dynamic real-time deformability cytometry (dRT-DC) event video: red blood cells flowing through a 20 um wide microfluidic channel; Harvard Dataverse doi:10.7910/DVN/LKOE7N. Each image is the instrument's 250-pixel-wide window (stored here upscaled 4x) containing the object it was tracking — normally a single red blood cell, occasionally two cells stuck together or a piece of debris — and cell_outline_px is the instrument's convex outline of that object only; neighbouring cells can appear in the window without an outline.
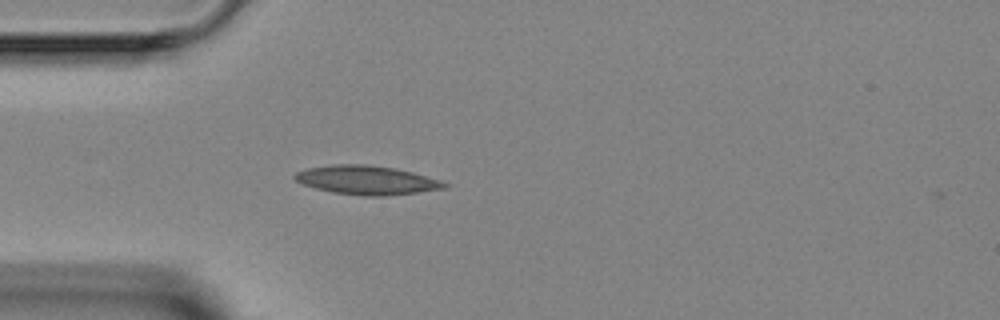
{"species": "Egyptian fruit bat (a non-hibernating species)", "species_latin": "Rousettus aegyptiacus", "temperature_condition": "room temperature", "stored_images_in_passage": 4, "camera_frame_rate_fps": 3000, "um_per_image_px": 0.085, "animal": {"sex": "female"}, "frame": {"image": 1, "passage_image": 4, "time_ms": 3.333, "image_size_px": [1000, 320], "cell_outline_px": [[448, 188], [384, 196], [364, 196], [332, 192], [300, 184], [292, 176], [296, 172], [308, 168], [332, 164], [364, 164], [396, 168], [412, 172], [440, 180], [448, 184]], "centroid_in_image_um": [31.15, 15.3], "position_along_channel_um": 53.9, "area_um2": 25.2}}